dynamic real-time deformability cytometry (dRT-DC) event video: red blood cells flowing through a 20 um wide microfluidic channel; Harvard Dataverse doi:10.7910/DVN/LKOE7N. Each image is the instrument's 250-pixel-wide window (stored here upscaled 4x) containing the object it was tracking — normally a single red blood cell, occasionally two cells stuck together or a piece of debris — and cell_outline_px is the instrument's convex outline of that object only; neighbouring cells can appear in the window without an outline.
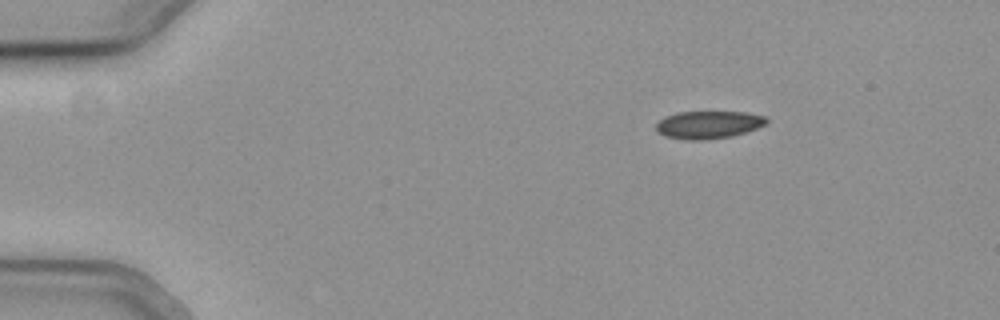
{"species": "common noctule bat (a hibernating species)", "species_latin": "Nyctalus noctula", "temperature_condition": "cold", "stored_images_in_passage": 48, "camera_frame_rate_fps": 3000, "um_per_image_px": 0.085, "animal": {"sex": "female", "body_mass_g": 19.3, "forearm_length_mm": 54.1}, "frame": {"image": 1, "passage_image": 1, "time_ms": 0.0, "image_size_px": [1000, 320], "cell_outline_px": [[768, 120], [764, 124], [756, 128], [732, 136], [700, 140], [688, 140], [664, 136], [656, 132], [656, 124], [664, 116], [676, 112], [744, 112], [764, 116]], "centroid_in_image_um": [60.15, 10.6], "position_along_channel_um": 24.9, "area_um2": 17.69}}
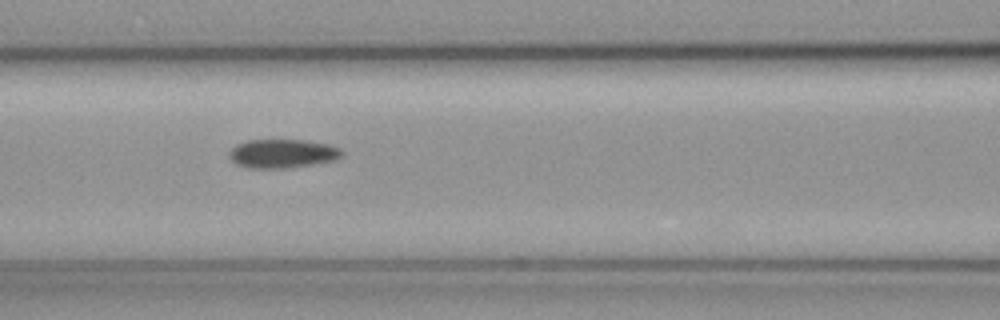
{"frame": {"image": 2, "passage_image": 17, "time_ms": 5.333, "image_size_px": [1000, 320], "cell_outline_px": [[344, 152], [340, 156], [332, 160], [284, 168], [248, 168], [236, 164], [228, 156], [228, 152], [236, 144], [248, 140], [304, 140], [324, 144], [340, 148]], "centroid_in_image_um": [23.92, 13.04], "position_along_channel_um": 142.7, "area_um2": 18.55}}
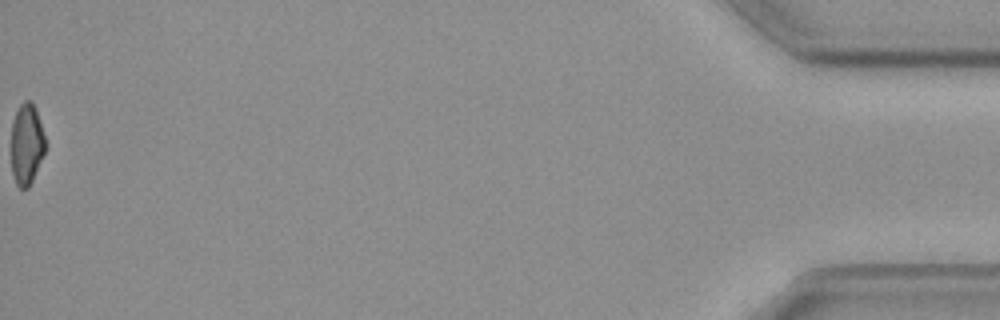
{"frame": {"image": 3, "passage_image": 48, "time_ms": 15.667, "image_size_px": [1000, 320], "cell_outline_px": [[44, 152], [32, 180], [28, 188], [20, 188], [16, 184], [12, 172], [12, 120], [20, 104], [24, 100], [28, 100], [36, 108], [44, 136]], "centroid_in_image_um": [2.24, 12.24], "position_along_channel_um": 433.0, "area_um2": 15.72}, "authors_computed_cell_mechanics": {"area_um2": 18.6405, "velocity_mm_per_s": 3.8029, "shape_relaxation_time_tau1_ms": 6.5305, "shape_relaxation_time_tau2_ms": 9.5253, "deformation_change_tau1": 0.0955, "deformation_change_tau2": 0.125}}